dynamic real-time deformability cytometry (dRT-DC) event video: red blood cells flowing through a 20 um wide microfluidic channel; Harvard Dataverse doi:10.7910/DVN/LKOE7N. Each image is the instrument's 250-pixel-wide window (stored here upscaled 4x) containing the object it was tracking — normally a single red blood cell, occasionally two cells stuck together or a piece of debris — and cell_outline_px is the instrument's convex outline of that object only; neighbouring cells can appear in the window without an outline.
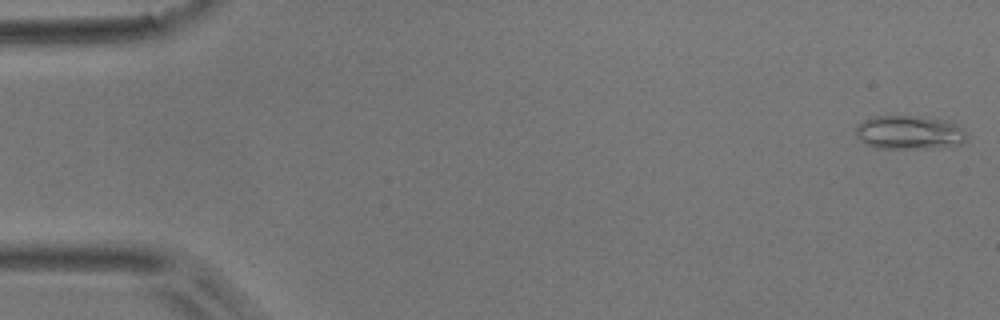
{"species": "common noctule bat (a hibernating species)", "species_latin": "Nyctalus noctula", "temperature_condition": "room temperature", "stored_images_in_passage": 51, "camera_frame_rate_fps": 3000, "um_per_image_px": 0.085, "animal": {"sex": "male", "body_mass_g": 17.9}, "frame": {"image": 1, "passage_image": 1, "time_ms": 0.0, "image_size_px": [1000, 320], "cell_outline_px": [[968, 140], [956, 148], [876, 148], [864, 144], [856, 136], [856, 124], [864, 120], [876, 116], [924, 116], [948, 120], [964, 128], [968, 132]], "centroid_in_image_um": [77.39, 11.27], "position_along_channel_um": 7.6, "area_um2": 22.72}}
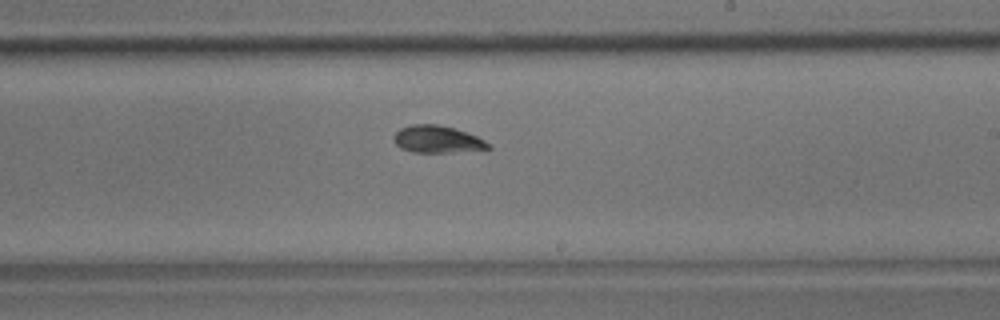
{"frame": {"image": 2, "passage_image": 30, "time_ms": 9.667, "image_size_px": [1000, 320], "cell_outline_px": [[492, 148], [452, 152], [412, 152], [400, 148], [392, 140], [392, 136], [400, 128], [412, 124], [436, 124], [452, 128], [476, 136], [484, 140]], "centroid_in_image_um": [37.09, 11.84], "position_along_channel_um": 251.9, "area_um2": 14.8}}
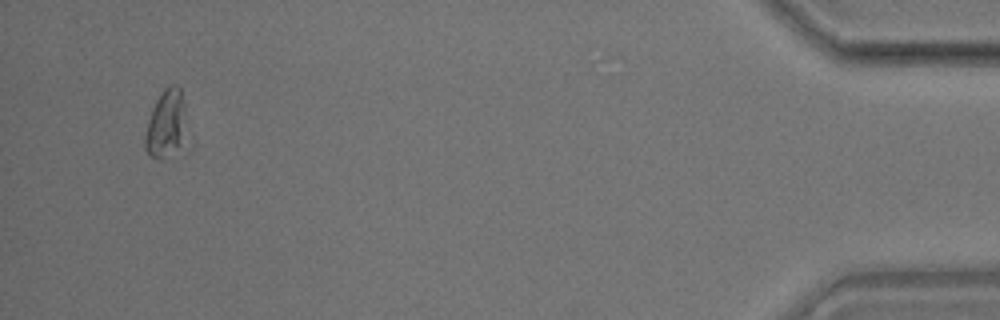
{"frame": {"image": 3, "passage_image": 49, "time_ms": 16.0, "image_size_px": [1000, 320], "cell_outline_px": [[192, 148], [184, 156], [152, 156], [144, 148], [144, 136], [148, 120], [152, 108], [156, 100], [164, 88], [172, 84], [176, 84], [180, 88], [192, 136]], "centroid_in_image_um": [14.32, 10.67], "position_along_channel_um": 420.9, "area_um2": 18.61}}